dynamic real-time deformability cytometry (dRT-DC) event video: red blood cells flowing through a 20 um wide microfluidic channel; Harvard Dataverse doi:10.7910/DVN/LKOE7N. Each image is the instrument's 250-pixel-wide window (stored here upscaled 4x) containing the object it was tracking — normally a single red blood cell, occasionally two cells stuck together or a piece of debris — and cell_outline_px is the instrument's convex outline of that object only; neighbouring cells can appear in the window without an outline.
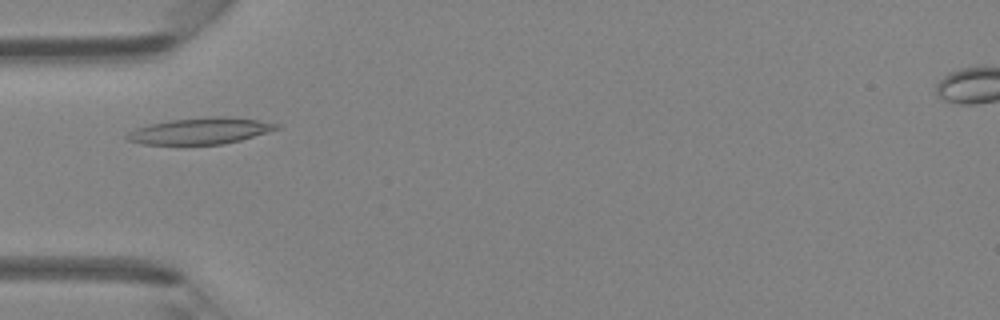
{"species": "Egyptian fruit bat (a non-hibernating species)", "species_latin": "Rousettus aegyptiacus", "temperature_condition": "room temperature", "stored_images_in_passage": 33, "camera_frame_rate_fps": 3000, "um_per_image_px": 0.085, "animal": {"sex": "female"}, "frame": {"image": 1, "passage_image": 1, "time_ms": 0.0, "image_size_px": [1000, 320], "cell_outline_px": [[280, 128], [268, 132], [240, 140], [224, 144], [144, 144], [128, 140], [124, 136], [128, 132], [136, 128], [148, 124], [168, 120], [212, 116], [224, 116], [256, 120], [280, 124]], "centroid_in_image_um": [17.01, 11.12], "position_along_channel_um": 68.0, "area_um2": 22.89}}
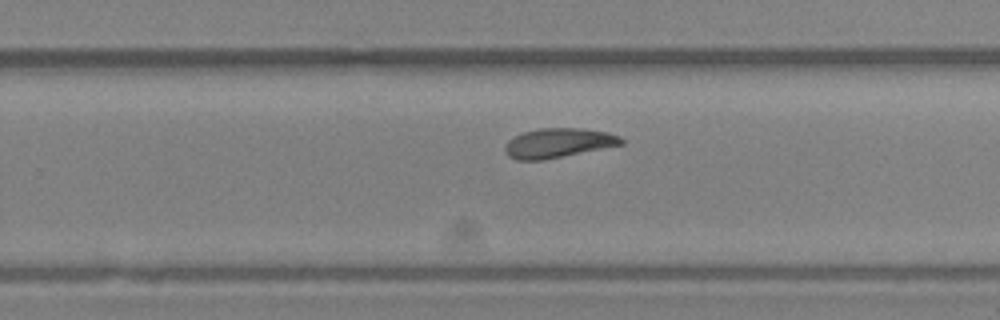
{"frame": {"image": 2, "passage_image": 16, "time_ms": 5.0, "image_size_px": [1000, 320], "cell_outline_px": [[624, 144], [544, 160], [516, 160], [508, 156], [504, 152], [504, 148], [508, 140], [524, 132], [540, 128], [580, 128], [608, 132], [620, 136], [624, 140]], "centroid_in_image_um": [47.45, 12.16], "position_along_channel_um": 282.3, "area_um2": 20.0}}
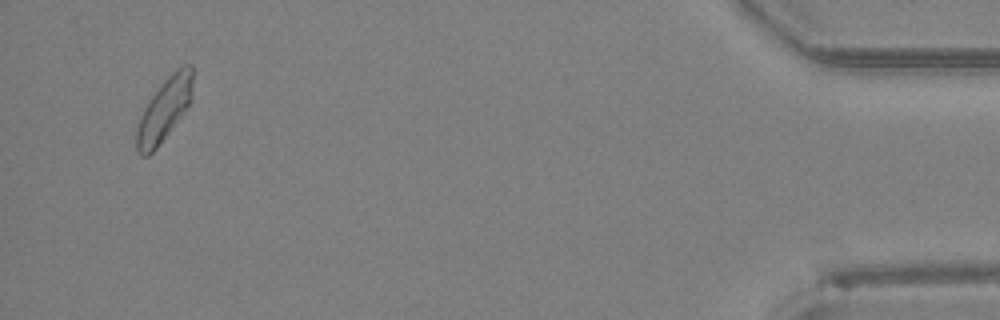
{"frame": {"image": 3, "passage_image": 31, "time_ms": 10.0, "image_size_px": [1000, 320], "cell_outline_px": [[192, 100], [184, 112], [172, 128], [156, 148], [148, 156], [140, 156], [136, 152], [136, 132], [140, 116], [148, 100], [164, 80], [176, 68], [184, 64], [192, 64]], "centroid_in_image_um": [13.96, 9.31], "position_along_channel_um": 421.2, "area_um2": 20.58}, "authors_computed_cell_mechanics": {"area_um2": 19.8832, "velocity_mm_per_s": 4.3145, "shape_relaxation_time_tau1_ms": 10.3629, "shape_relaxation_time_tau2_ms": 3.131, "deformation_change_tau1": 0.2242, "deformation_change_tau2": 0.0959}}